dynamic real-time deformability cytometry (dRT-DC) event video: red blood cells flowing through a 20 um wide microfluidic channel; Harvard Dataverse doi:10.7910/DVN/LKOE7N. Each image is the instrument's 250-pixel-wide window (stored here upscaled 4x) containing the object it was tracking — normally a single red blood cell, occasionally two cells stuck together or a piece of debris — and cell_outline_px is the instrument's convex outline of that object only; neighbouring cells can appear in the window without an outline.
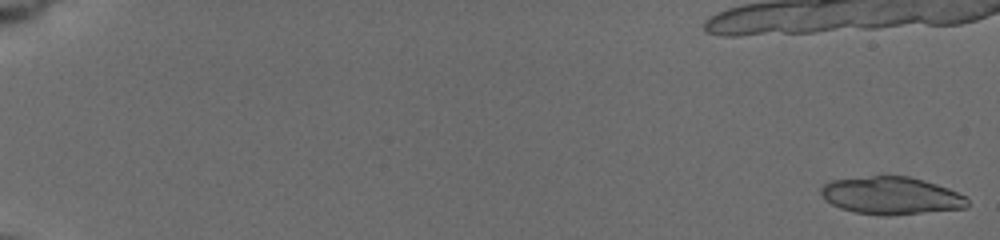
{"species": "common noctule bat (a hibernating species)", "species_latin": "Nyctalus noctula", "temperature_condition": "cold", "stored_images_in_passage": 61, "camera_frame_rate_fps": 3000, "um_per_image_px": 0.085, "animal": {"sex": "female", "body_mass_g": 19.5, "forearm_length_mm": 54.1}, "frame": {"image": 1, "passage_image": 1, "time_ms": 0.0, "image_size_px": [1000, 240], "cell_outline_px": [[968, 204], [964, 208], [888, 216], [884, 216], [856, 212], [840, 208], [824, 200], [820, 192], [820, 188], [824, 184], [832, 180], [872, 176], [908, 176], [924, 180], [948, 188], [964, 196], [968, 200]], "centroid_in_image_um": [75.72, 16.63], "position_along_channel_um": 9.3, "area_um2": 31.91}, "authors_computed_cell_mechanics": {"area_um2": 21.5594, "velocity_mm_per_s": 3.7756, "shape_relaxation_time_tau1_ms": null, "shape_relaxation_time_tau2_ms": 2.8424, "deformation_change_tau1": null, "deformation_change_tau2": 0.0813}}